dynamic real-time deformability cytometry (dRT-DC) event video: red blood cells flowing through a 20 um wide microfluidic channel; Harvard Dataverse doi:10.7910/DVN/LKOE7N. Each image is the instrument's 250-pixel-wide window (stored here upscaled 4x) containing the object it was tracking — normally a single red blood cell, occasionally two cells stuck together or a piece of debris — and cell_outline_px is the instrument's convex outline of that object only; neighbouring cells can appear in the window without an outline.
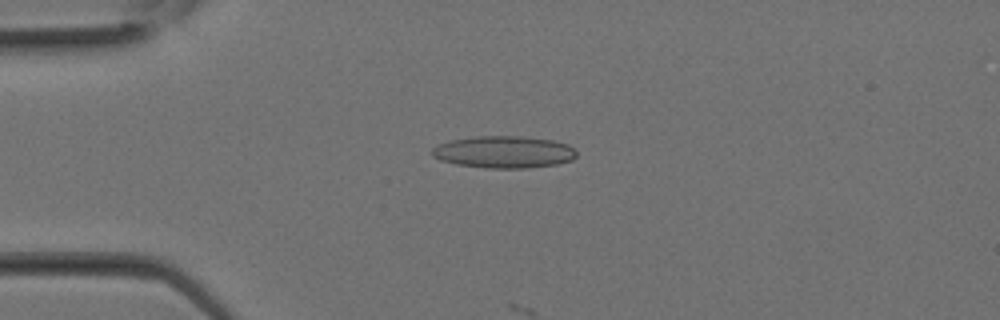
{"species": "Egyptian fruit bat (a non-hibernating species)", "species_latin": "Rousettus aegyptiacus", "temperature_condition": "room temperature", "stored_images_in_passage": 15, "camera_frame_rate_fps": 3000, "um_per_image_px": 0.085, "animal": {"sex": "female"}, "frame": {"image": 1, "passage_image": 7, "time_ms": 2.0, "image_size_px": [1000, 320], "cell_outline_px": [[576, 156], [572, 160], [556, 164], [528, 168], [488, 168], [456, 164], [440, 160], [432, 156], [432, 148], [436, 144], [452, 140], [476, 136], [520, 136], [552, 140], [568, 144], [576, 152]], "centroid_in_image_um": [42.81, 12.92], "position_along_channel_um": 42.2, "area_um2": 26.99}}
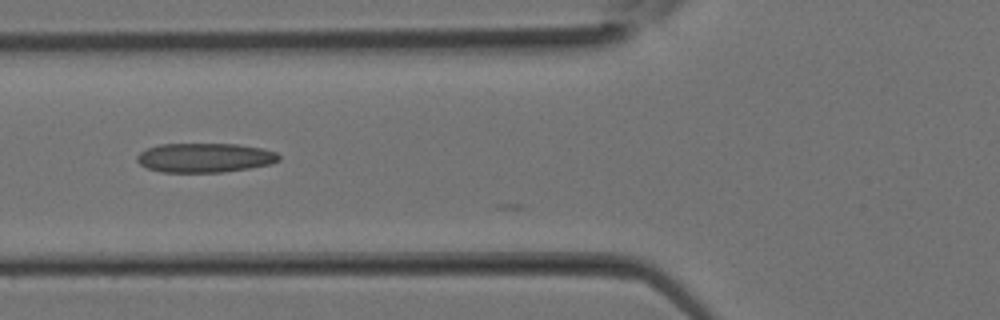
{"frame": {"image": 2, "passage_image": 11, "time_ms": 3.333, "image_size_px": [1000, 320], "cell_outline_px": [[280, 160], [272, 164], [224, 172], [164, 172], [148, 168], [140, 164], [136, 160], [136, 156], [140, 152], [148, 148], [160, 144], [236, 144], [260, 148], [276, 152], [280, 156]], "centroid_in_image_um": [17.41, 13.41], "position_along_channel_um": 108.4, "area_um2": 24.16}}
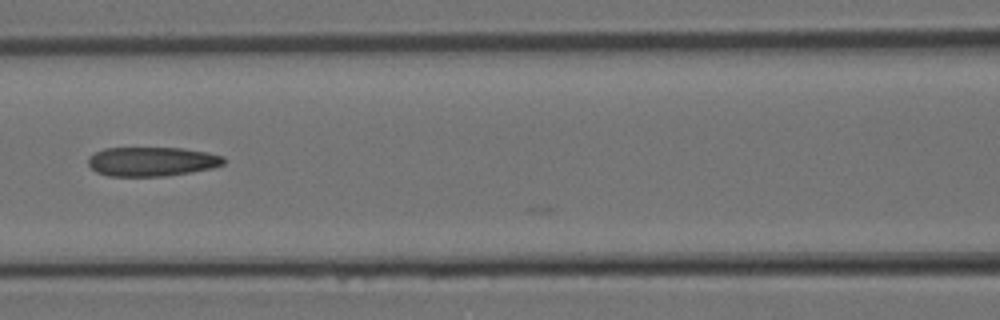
{"frame": {"image": 3, "passage_image": 13, "time_ms": 4.0, "image_size_px": [1000, 320], "cell_outline_px": [[224, 164], [212, 168], [192, 172], [168, 176], [108, 176], [96, 172], [88, 164], [88, 156], [104, 148], [184, 148], [208, 152], [224, 156]], "centroid_in_image_um": [12.92, 13.73], "position_along_channel_um": 153.7, "area_um2": 23.29}}